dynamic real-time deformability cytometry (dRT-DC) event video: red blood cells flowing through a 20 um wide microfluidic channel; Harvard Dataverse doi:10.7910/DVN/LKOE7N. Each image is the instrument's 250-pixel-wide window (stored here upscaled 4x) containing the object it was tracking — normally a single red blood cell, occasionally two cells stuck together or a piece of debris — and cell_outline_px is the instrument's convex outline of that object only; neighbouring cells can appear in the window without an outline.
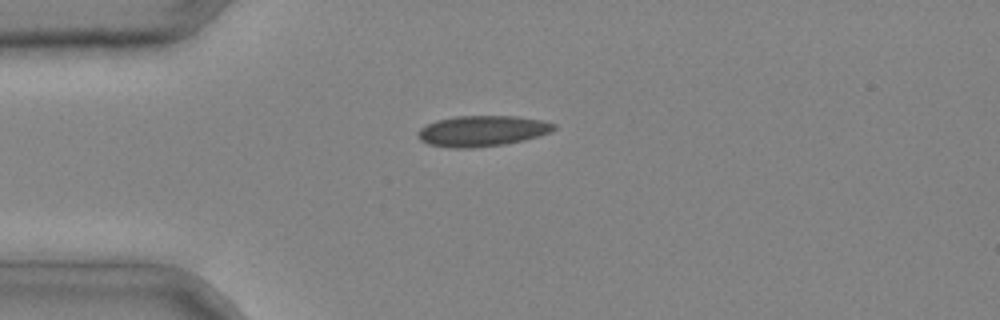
{"species": "common noctule bat (a hibernating species)", "species_latin": "Nyctalus noctula", "temperature_condition": "cold", "stored_images_in_passage": 3, "camera_frame_rate_fps": 3000, "um_per_image_px": 0.085, "animal": {"sex": "male", "body_mass_g": 20.4}, "frame": {"image": 1, "passage_image": 2, "time_ms": 0.333, "image_size_px": [1000, 320], "cell_outline_px": [[556, 128], [552, 132], [524, 140], [504, 144], [472, 148], [452, 148], [428, 144], [420, 140], [416, 136], [416, 132], [420, 128], [436, 120], [456, 116], [516, 116], [544, 120], [556, 124]], "centroid_in_image_um": [40.99, 11.13], "position_along_channel_um": 44.0, "area_um2": 24.57}}
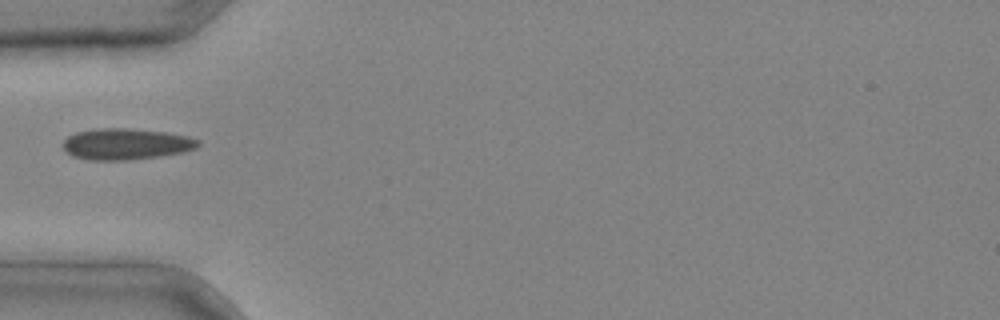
{"frame": {"image": 2, "passage_image": 3, "time_ms": 0.667, "image_size_px": [1000, 320], "cell_outline_px": [[200, 144], [196, 148], [184, 152], [160, 156], [128, 160], [88, 160], [72, 156], [64, 148], [64, 140], [68, 136], [76, 132], [96, 128], [128, 128], [164, 132], [188, 136], [200, 140]], "centroid_in_image_um": [10.73, 12.24], "position_along_channel_um": 74.3, "area_um2": 24.62}}